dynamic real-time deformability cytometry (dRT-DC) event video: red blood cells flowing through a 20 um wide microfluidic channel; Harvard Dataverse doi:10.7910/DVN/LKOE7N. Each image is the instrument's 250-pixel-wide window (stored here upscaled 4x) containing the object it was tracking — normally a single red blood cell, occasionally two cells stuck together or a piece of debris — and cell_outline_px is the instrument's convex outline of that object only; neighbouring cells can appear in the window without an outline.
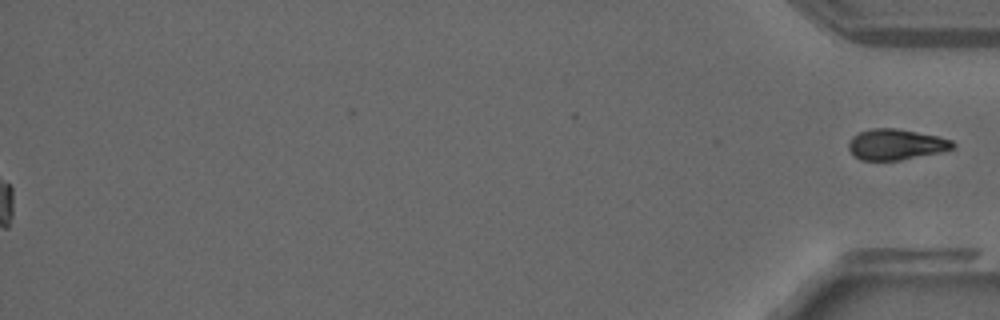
{"species": "common noctule bat (a hibernating species)", "species_latin": "Nyctalus noctula", "temperature_condition": "warm", "stored_images_in_passage": 38, "camera_frame_rate_fps": 3000, "um_per_image_px": 0.085, "animal": {"sex": "male", "forearm_length_mm": 52.5}, "frame": {"image": 1, "passage_image": 38, "time_ms": 12.333, "image_size_px": [1000, 320], "cell_outline_px": [[952, 144], [944, 148], [900, 156], [860, 156], [852, 148], [872, 132], [904, 132], [928, 136], [944, 140]], "centroid_in_image_um": [76.28, 12.26], "position_along_channel_um": 358.9, "area_um2": 12.48}}